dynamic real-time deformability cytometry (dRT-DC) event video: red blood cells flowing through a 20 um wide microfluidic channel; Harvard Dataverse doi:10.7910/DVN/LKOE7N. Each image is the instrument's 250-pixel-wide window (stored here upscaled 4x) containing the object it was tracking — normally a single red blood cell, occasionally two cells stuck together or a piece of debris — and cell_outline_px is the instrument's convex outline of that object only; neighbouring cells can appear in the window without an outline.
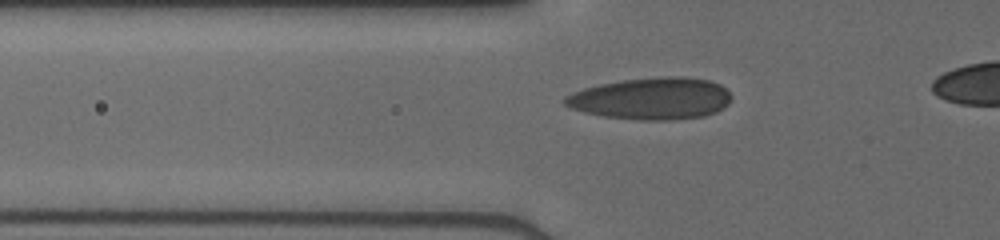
{"species": "human", "species_latin": "Homo sapiens", "temperature_condition": "cold", "stored_images_in_passage": 31, "camera_frame_rate_fps": 3000, "um_per_image_px": 0.085, "donor": {"sex": "male"}, "frame": {"image": 1, "passage_image": 4, "time_ms": 1.0, "image_size_px": [1000, 240], "cell_outline_px": [[732, 100], [728, 104], [716, 112], [704, 116], [672, 120], [636, 120], [604, 116], [584, 112], [572, 108], [564, 104], [564, 96], [572, 92], [584, 88], [600, 84], [624, 80], [664, 76], [680, 76], [708, 80], [720, 84], [732, 96]], "centroid_in_image_um": [55.38, 8.38], "position_along_channel_um": 70.4, "area_um2": 40.69}}
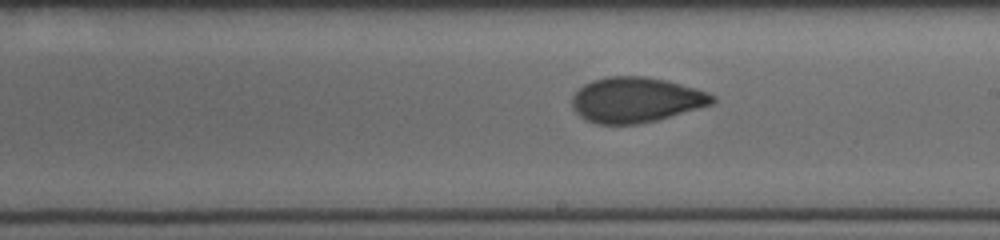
{"frame": {"image": 2, "passage_image": 16, "time_ms": 5.0, "image_size_px": [1000, 240], "cell_outline_px": [[716, 100], [712, 104], [700, 108], [656, 120], [640, 124], [596, 124], [584, 120], [572, 108], [572, 96], [584, 84], [592, 80], [608, 76], [644, 76], [668, 80], [696, 88], [708, 92], [716, 96]], "centroid_in_image_um": [54.06, 8.48], "position_along_channel_um": 234.9, "area_um2": 37.28}}
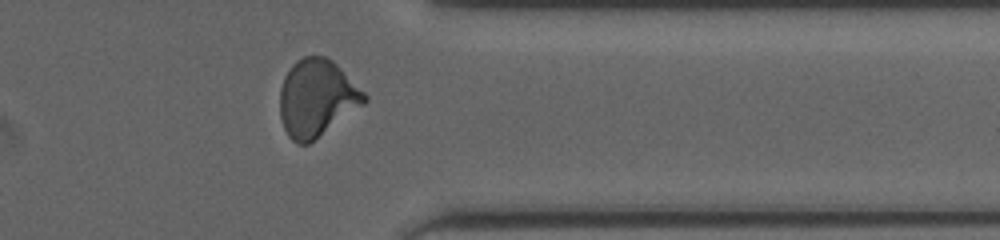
{"frame": {"image": 3, "passage_image": 27, "time_ms": 8.667, "image_size_px": [1000, 240], "cell_outline_px": [[368, 100], [364, 104], [308, 144], [296, 144], [288, 136], [284, 128], [280, 116], [280, 88], [284, 76], [292, 64], [296, 60], [304, 56], [324, 56], [332, 60], [368, 96]], "centroid_in_image_um": [26.9, 8.33], "position_along_channel_um": 384.5, "area_um2": 37.74}}